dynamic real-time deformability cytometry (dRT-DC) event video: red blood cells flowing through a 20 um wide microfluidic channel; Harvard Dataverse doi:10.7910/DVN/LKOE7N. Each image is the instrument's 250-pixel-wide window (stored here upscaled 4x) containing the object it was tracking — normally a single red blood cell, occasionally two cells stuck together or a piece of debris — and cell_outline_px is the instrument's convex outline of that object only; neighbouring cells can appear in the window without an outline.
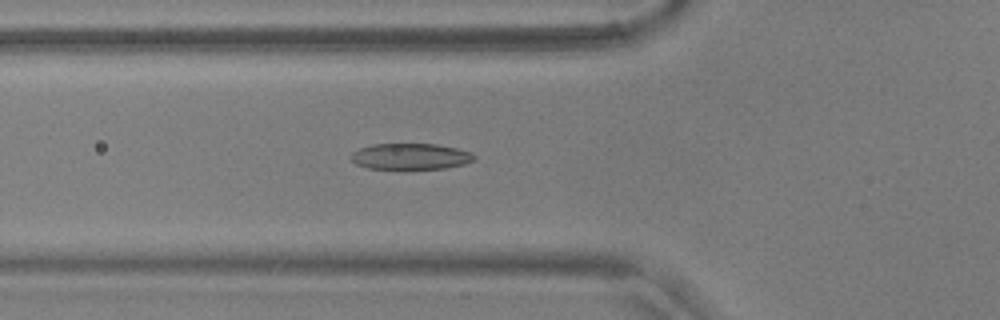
{"species": "common noctule bat (a hibernating species)", "species_latin": "Nyctalus noctula", "temperature_condition": "warm", "stored_images_in_passage": 33, "camera_frame_rate_fps": 3000, "um_per_image_px": 0.085, "animal": {"sex": "male", "body_mass_g": 17.9, "forearm_length_mm": 54.2}, "frame": {"image": 1, "passage_image": 7, "time_ms": 2.0, "image_size_px": [1000, 320], "cell_outline_px": [[476, 160], [464, 164], [444, 168], [368, 168], [356, 164], [348, 156], [352, 152], [360, 148], [372, 144], [436, 144], [456, 148], [472, 152], [476, 156]], "centroid_in_image_um": [34.9, 13.28], "position_along_channel_um": 90.9, "area_um2": 18.67}}
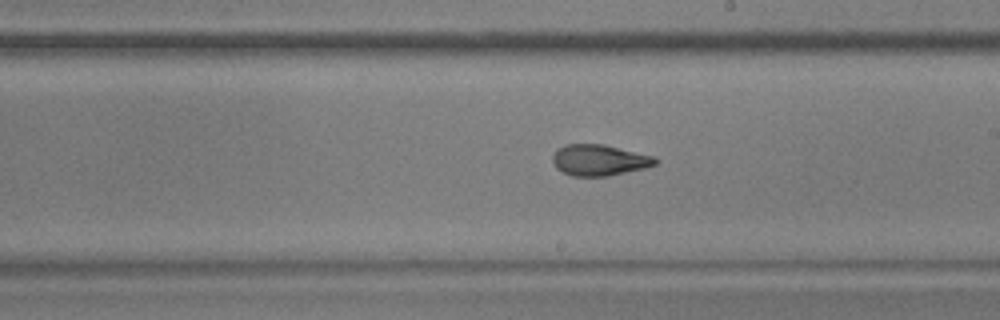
{"frame": {"image": 2, "passage_image": 19, "time_ms": 6.0, "image_size_px": [1000, 320], "cell_outline_px": [[660, 160], [656, 164], [644, 168], [608, 176], [572, 176], [556, 168], [552, 164], [552, 156], [556, 148], [564, 144], [604, 144], [656, 156]], "centroid_in_image_um": [50.93, 13.59], "position_along_channel_um": 238.1, "area_um2": 18.9}}
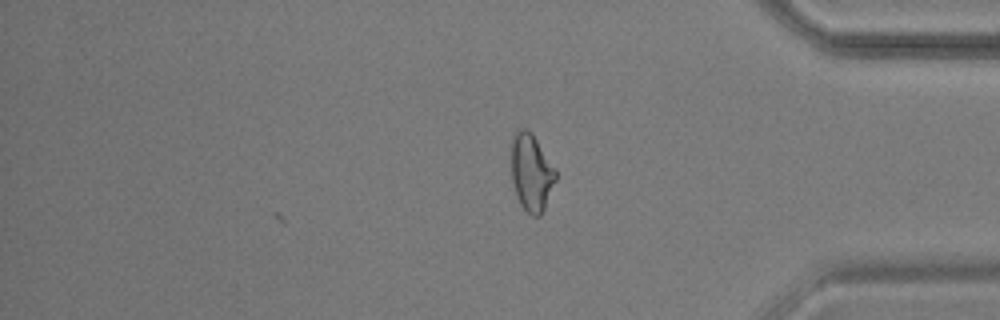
{"frame": {"image": 3, "passage_image": 33, "time_ms": 10.667, "image_size_px": [1000, 320], "cell_outline_px": [[556, 180], [544, 208], [540, 216], [532, 216], [520, 204], [516, 196], [512, 180], [512, 136], [520, 128], [528, 128], [532, 132], [556, 168]], "centroid_in_image_um": [45.17, 14.63], "position_along_channel_um": 390.0, "area_um2": 20.06}, "authors_computed_cell_mechanics": {"area_um2": 18.6694, "velocity_mm_per_s": 3.6669, "shape_relaxation_time_tau1_ms": 5.1055, "shape_relaxation_time_tau2_ms": 1.5536, "deformation_change_tau1": 0.1893, "deformation_change_tau2": 0.0861}}